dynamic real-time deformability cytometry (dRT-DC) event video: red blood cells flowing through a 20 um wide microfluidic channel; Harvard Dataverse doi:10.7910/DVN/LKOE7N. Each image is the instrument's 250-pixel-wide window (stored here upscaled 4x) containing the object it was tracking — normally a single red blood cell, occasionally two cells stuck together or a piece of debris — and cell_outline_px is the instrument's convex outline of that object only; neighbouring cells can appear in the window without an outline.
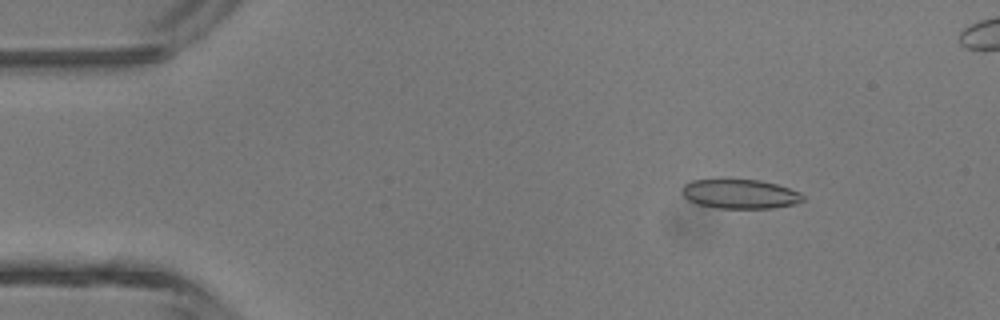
{"species": "common noctule bat (a hibernating species)", "species_latin": "Nyctalus noctula", "temperature_condition": "room temperature", "stored_images_in_passage": 4, "camera_frame_rate_fps": 3000, "um_per_image_px": 0.085, "animal": {"sex": "male", "body_mass_g": 13.3}, "frame": {"image": 1, "passage_image": 1, "time_ms": 0.0, "image_size_px": [1000, 320], "cell_outline_px": [[804, 200], [796, 204], [772, 208], [716, 208], [696, 204], [688, 200], [680, 192], [680, 188], [684, 184], [692, 180], [720, 176], [760, 180], [776, 184], [800, 192], [804, 196]], "centroid_in_image_um": [62.82, 16.44], "position_along_channel_um": 22.2, "area_um2": 21.73}}